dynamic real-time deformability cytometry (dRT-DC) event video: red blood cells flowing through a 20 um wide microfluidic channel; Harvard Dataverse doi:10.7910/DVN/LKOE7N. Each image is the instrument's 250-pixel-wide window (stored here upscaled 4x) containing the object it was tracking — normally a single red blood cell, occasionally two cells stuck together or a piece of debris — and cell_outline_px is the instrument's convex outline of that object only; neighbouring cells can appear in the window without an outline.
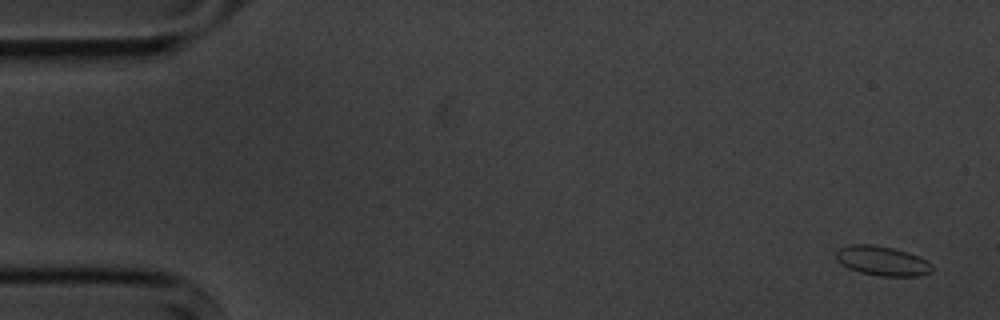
{"species": "common noctule bat (a hibernating species)", "species_latin": "Nyctalus noctula", "temperature_condition": "cold", "stored_images_in_passage": 5, "camera_frame_rate_fps": 3000, "um_per_image_px": 0.085, "animal": {"sex": "male", "body_mass_g": 20.1, "forearm_length_mm": 53.5}, "frame": {"image": 1, "passage_image": 1, "time_ms": 0.0, "image_size_px": [1000, 320], "cell_outline_px": [[936, 268], [932, 272], [920, 276], [880, 276], [860, 272], [848, 268], [836, 260], [836, 252], [840, 248], [852, 244], [872, 244], [892, 248], [908, 252], [932, 264]], "centroid_in_image_um": [75.01, 22.18], "position_along_channel_um": 10.0, "area_um2": 16.53}}
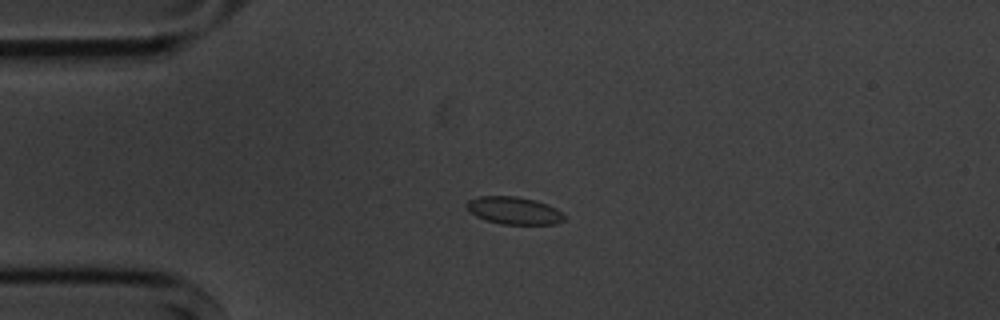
{"frame": {"image": 2, "passage_image": 4, "time_ms": 3.667, "image_size_px": [1000, 320], "cell_outline_px": [[564, 220], [556, 224], [504, 224], [488, 220], [476, 216], [464, 204], [468, 200], [480, 196], [516, 196], [536, 200], [548, 204], [564, 212]], "centroid_in_image_um": [43.73, 17.88], "position_along_channel_um": 41.3, "area_um2": 15.61}}